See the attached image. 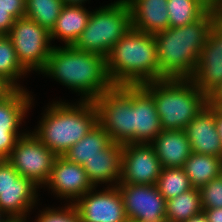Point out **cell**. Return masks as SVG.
Returning <instances> with one entry per match:
<instances>
[{
    "label": "cell",
    "mask_w": 222,
    "mask_h": 222,
    "mask_svg": "<svg viewBox=\"0 0 222 222\" xmlns=\"http://www.w3.org/2000/svg\"><path fill=\"white\" fill-rule=\"evenodd\" d=\"M220 17L211 7L193 23L182 27H169L154 35L160 80L190 78L193 75L209 30Z\"/></svg>",
    "instance_id": "obj_1"
},
{
    "label": "cell",
    "mask_w": 222,
    "mask_h": 222,
    "mask_svg": "<svg viewBox=\"0 0 222 222\" xmlns=\"http://www.w3.org/2000/svg\"><path fill=\"white\" fill-rule=\"evenodd\" d=\"M41 73L52 76L68 89L81 92L83 101H94L114 86L109 80L104 57L73 46H53Z\"/></svg>",
    "instance_id": "obj_2"
},
{
    "label": "cell",
    "mask_w": 222,
    "mask_h": 222,
    "mask_svg": "<svg viewBox=\"0 0 222 222\" xmlns=\"http://www.w3.org/2000/svg\"><path fill=\"white\" fill-rule=\"evenodd\" d=\"M105 61L114 86H140L160 80L155 36L132 27L111 48Z\"/></svg>",
    "instance_id": "obj_3"
},
{
    "label": "cell",
    "mask_w": 222,
    "mask_h": 222,
    "mask_svg": "<svg viewBox=\"0 0 222 222\" xmlns=\"http://www.w3.org/2000/svg\"><path fill=\"white\" fill-rule=\"evenodd\" d=\"M78 103L75 106L54 102L47 107L37 131L32 132L57 156H63L98 124V114L93 101L80 100Z\"/></svg>",
    "instance_id": "obj_4"
},
{
    "label": "cell",
    "mask_w": 222,
    "mask_h": 222,
    "mask_svg": "<svg viewBox=\"0 0 222 222\" xmlns=\"http://www.w3.org/2000/svg\"><path fill=\"white\" fill-rule=\"evenodd\" d=\"M141 86L153 97L163 130H184L208 103L190 78H165Z\"/></svg>",
    "instance_id": "obj_5"
},
{
    "label": "cell",
    "mask_w": 222,
    "mask_h": 222,
    "mask_svg": "<svg viewBox=\"0 0 222 222\" xmlns=\"http://www.w3.org/2000/svg\"><path fill=\"white\" fill-rule=\"evenodd\" d=\"M131 27V12L127 1L117 0L91 12L87 26L73 47L106 58L111 48Z\"/></svg>",
    "instance_id": "obj_6"
},
{
    "label": "cell",
    "mask_w": 222,
    "mask_h": 222,
    "mask_svg": "<svg viewBox=\"0 0 222 222\" xmlns=\"http://www.w3.org/2000/svg\"><path fill=\"white\" fill-rule=\"evenodd\" d=\"M93 103L98 124L113 143H134L133 86H113Z\"/></svg>",
    "instance_id": "obj_7"
},
{
    "label": "cell",
    "mask_w": 222,
    "mask_h": 222,
    "mask_svg": "<svg viewBox=\"0 0 222 222\" xmlns=\"http://www.w3.org/2000/svg\"><path fill=\"white\" fill-rule=\"evenodd\" d=\"M13 43L17 59L28 72H41L53 49L50 32L27 17L14 21L7 35Z\"/></svg>",
    "instance_id": "obj_8"
},
{
    "label": "cell",
    "mask_w": 222,
    "mask_h": 222,
    "mask_svg": "<svg viewBox=\"0 0 222 222\" xmlns=\"http://www.w3.org/2000/svg\"><path fill=\"white\" fill-rule=\"evenodd\" d=\"M57 155L49 150L33 133L21 136L6 159L22 177L38 187L46 185Z\"/></svg>",
    "instance_id": "obj_9"
},
{
    "label": "cell",
    "mask_w": 222,
    "mask_h": 222,
    "mask_svg": "<svg viewBox=\"0 0 222 222\" xmlns=\"http://www.w3.org/2000/svg\"><path fill=\"white\" fill-rule=\"evenodd\" d=\"M38 188L6 159L0 163V209L7 218L26 220L27 212L36 204Z\"/></svg>",
    "instance_id": "obj_10"
},
{
    "label": "cell",
    "mask_w": 222,
    "mask_h": 222,
    "mask_svg": "<svg viewBox=\"0 0 222 222\" xmlns=\"http://www.w3.org/2000/svg\"><path fill=\"white\" fill-rule=\"evenodd\" d=\"M128 220L166 222V199L157 185L118 183Z\"/></svg>",
    "instance_id": "obj_11"
},
{
    "label": "cell",
    "mask_w": 222,
    "mask_h": 222,
    "mask_svg": "<svg viewBox=\"0 0 222 222\" xmlns=\"http://www.w3.org/2000/svg\"><path fill=\"white\" fill-rule=\"evenodd\" d=\"M163 167L151 143L123 145L121 179L119 183L154 185Z\"/></svg>",
    "instance_id": "obj_12"
},
{
    "label": "cell",
    "mask_w": 222,
    "mask_h": 222,
    "mask_svg": "<svg viewBox=\"0 0 222 222\" xmlns=\"http://www.w3.org/2000/svg\"><path fill=\"white\" fill-rule=\"evenodd\" d=\"M190 79L208 97L222 82V16L209 30Z\"/></svg>",
    "instance_id": "obj_13"
},
{
    "label": "cell",
    "mask_w": 222,
    "mask_h": 222,
    "mask_svg": "<svg viewBox=\"0 0 222 222\" xmlns=\"http://www.w3.org/2000/svg\"><path fill=\"white\" fill-rule=\"evenodd\" d=\"M94 187L73 202L82 222H127L123 197L116 185L100 192ZM93 192V193H92Z\"/></svg>",
    "instance_id": "obj_14"
},
{
    "label": "cell",
    "mask_w": 222,
    "mask_h": 222,
    "mask_svg": "<svg viewBox=\"0 0 222 222\" xmlns=\"http://www.w3.org/2000/svg\"><path fill=\"white\" fill-rule=\"evenodd\" d=\"M33 98L24 89H13L0 99V157L7 159L17 140L25 133H19V125L31 108ZM19 133V134H18Z\"/></svg>",
    "instance_id": "obj_15"
},
{
    "label": "cell",
    "mask_w": 222,
    "mask_h": 222,
    "mask_svg": "<svg viewBox=\"0 0 222 222\" xmlns=\"http://www.w3.org/2000/svg\"><path fill=\"white\" fill-rule=\"evenodd\" d=\"M46 185L57 197L68 198L74 202L94 188L82 165L68 161L63 156L55 158Z\"/></svg>",
    "instance_id": "obj_16"
},
{
    "label": "cell",
    "mask_w": 222,
    "mask_h": 222,
    "mask_svg": "<svg viewBox=\"0 0 222 222\" xmlns=\"http://www.w3.org/2000/svg\"><path fill=\"white\" fill-rule=\"evenodd\" d=\"M184 131L193 153L222 157V142L216 129L215 108L208 103Z\"/></svg>",
    "instance_id": "obj_17"
},
{
    "label": "cell",
    "mask_w": 222,
    "mask_h": 222,
    "mask_svg": "<svg viewBox=\"0 0 222 222\" xmlns=\"http://www.w3.org/2000/svg\"><path fill=\"white\" fill-rule=\"evenodd\" d=\"M134 143H151L163 131L153 97L140 85L133 86Z\"/></svg>",
    "instance_id": "obj_18"
},
{
    "label": "cell",
    "mask_w": 222,
    "mask_h": 222,
    "mask_svg": "<svg viewBox=\"0 0 222 222\" xmlns=\"http://www.w3.org/2000/svg\"><path fill=\"white\" fill-rule=\"evenodd\" d=\"M122 160L123 145L111 142L99 152V155L87 160L82 167L93 187H97L99 183L108 182L114 186L113 181L117 185L121 179Z\"/></svg>",
    "instance_id": "obj_19"
},
{
    "label": "cell",
    "mask_w": 222,
    "mask_h": 222,
    "mask_svg": "<svg viewBox=\"0 0 222 222\" xmlns=\"http://www.w3.org/2000/svg\"><path fill=\"white\" fill-rule=\"evenodd\" d=\"M133 29L155 35L169 28L168 0H126Z\"/></svg>",
    "instance_id": "obj_20"
},
{
    "label": "cell",
    "mask_w": 222,
    "mask_h": 222,
    "mask_svg": "<svg viewBox=\"0 0 222 222\" xmlns=\"http://www.w3.org/2000/svg\"><path fill=\"white\" fill-rule=\"evenodd\" d=\"M151 144L163 168L183 167L192 153L184 130H163Z\"/></svg>",
    "instance_id": "obj_21"
},
{
    "label": "cell",
    "mask_w": 222,
    "mask_h": 222,
    "mask_svg": "<svg viewBox=\"0 0 222 222\" xmlns=\"http://www.w3.org/2000/svg\"><path fill=\"white\" fill-rule=\"evenodd\" d=\"M91 12L82 5L64 4L54 28L50 32L53 38L64 41L65 46H73L87 26Z\"/></svg>",
    "instance_id": "obj_22"
},
{
    "label": "cell",
    "mask_w": 222,
    "mask_h": 222,
    "mask_svg": "<svg viewBox=\"0 0 222 222\" xmlns=\"http://www.w3.org/2000/svg\"><path fill=\"white\" fill-rule=\"evenodd\" d=\"M221 166L222 157L192 152L182 168L192 187L200 189L212 179L219 177Z\"/></svg>",
    "instance_id": "obj_23"
},
{
    "label": "cell",
    "mask_w": 222,
    "mask_h": 222,
    "mask_svg": "<svg viewBox=\"0 0 222 222\" xmlns=\"http://www.w3.org/2000/svg\"><path fill=\"white\" fill-rule=\"evenodd\" d=\"M109 134L97 124L88 134L74 144L63 157L68 161L83 165L87 160L99 155L110 143Z\"/></svg>",
    "instance_id": "obj_24"
},
{
    "label": "cell",
    "mask_w": 222,
    "mask_h": 222,
    "mask_svg": "<svg viewBox=\"0 0 222 222\" xmlns=\"http://www.w3.org/2000/svg\"><path fill=\"white\" fill-rule=\"evenodd\" d=\"M203 211L200 189L192 188L166 200V222H185Z\"/></svg>",
    "instance_id": "obj_25"
},
{
    "label": "cell",
    "mask_w": 222,
    "mask_h": 222,
    "mask_svg": "<svg viewBox=\"0 0 222 222\" xmlns=\"http://www.w3.org/2000/svg\"><path fill=\"white\" fill-rule=\"evenodd\" d=\"M210 8V0H168L169 27H182L193 23Z\"/></svg>",
    "instance_id": "obj_26"
},
{
    "label": "cell",
    "mask_w": 222,
    "mask_h": 222,
    "mask_svg": "<svg viewBox=\"0 0 222 222\" xmlns=\"http://www.w3.org/2000/svg\"><path fill=\"white\" fill-rule=\"evenodd\" d=\"M26 73L27 71L17 59L12 40L7 35H2L0 37V77L13 89H22L16 81Z\"/></svg>",
    "instance_id": "obj_27"
},
{
    "label": "cell",
    "mask_w": 222,
    "mask_h": 222,
    "mask_svg": "<svg viewBox=\"0 0 222 222\" xmlns=\"http://www.w3.org/2000/svg\"><path fill=\"white\" fill-rule=\"evenodd\" d=\"M63 5L62 0H26L25 17L51 32Z\"/></svg>",
    "instance_id": "obj_28"
},
{
    "label": "cell",
    "mask_w": 222,
    "mask_h": 222,
    "mask_svg": "<svg viewBox=\"0 0 222 222\" xmlns=\"http://www.w3.org/2000/svg\"><path fill=\"white\" fill-rule=\"evenodd\" d=\"M156 185L166 200L193 188L182 167L163 168Z\"/></svg>",
    "instance_id": "obj_29"
},
{
    "label": "cell",
    "mask_w": 222,
    "mask_h": 222,
    "mask_svg": "<svg viewBox=\"0 0 222 222\" xmlns=\"http://www.w3.org/2000/svg\"><path fill=\"white\" fill-rule=\"evenodd\" d=\"M202 209L222 208V179H212L200 188Z\"/></svg>",
    "instance_id": "obj_30"
},
{
    "label": "cell",
    "mask_w": 222,
    "mask_h": 222,
    "mask_svg": "<svg viewBox=\"0 0 222 222\" xmlns=\"http://www.w3.org/2000/svg\"><path fill=\"white\" fill-rule=\"evenodd\" d=\"M36 222H82L76 207L71 202L70 205L65 206L63 209H50L43 210L38 215Z\"/></svg>",
    "instance_id": "obj_31"
},
{
    "label": "cell",
    "mask_w": 222,
    "mask_h": 222,
    "mask_svg": "<svg viewBox=\"0 0 222 222\" xmlns=\"http://www.w3.org/2000/svg\"><path fill=\"white\" fill-rule=\"evenodd\" d=\"M0 7L16 20L25 16L26 0H0Z\"/></svg>",
    "instance_id": "obj_32"
},
{
    "label": "cell",
    "mask_w": 222,
    "mask_h": 222,
    "mask_svg": "<svg viewBox=\"0 0 222 222\" xmlns=\"http://www.w3.org/2000/svg\"><path fill=\"white\" fill-rule=\"evenodd\" d=\"M15 19L8 13L7 10L0 7V33L8 35Z\"/></svg>",
    "instance_id": "obj_33"
},
{
    "label": "cell",
    "mask_w": 222,
    "mask_h": 222,
    "mask_svg": "<svg viewBox=\"0 0 222 222\" xmlns=\"http://www.w3.org/2000/svg\"><path fill=\"white\" fill-rule=\"evenodd\" d=\"M208 104L215 108L218 104L222 103V82L221 84L207 97Z\"/></svg>",
    "instance_id": "obj_34"
},
{
    "label": "cell",
    "mask_w": 222,
    "mask_h": 222,
    "mask_svg": "<svg viewBox=\"0 0 222 222\" xmlns=\"http://www.w3.org/2000/svg\"><path fill=\"white\" fill-rule=\"evenodd\" d=\"M208 222H222V208L203 209Z\"/></svg>",
    "instance_id": "obj_35"
},
{
    "label": "cell",
    "mask_w": 222,
    "mask_h": 222,
    "mask_svg": "<svg viewBox=\"0 0 222 222\" xmlns=\"http://www.w3.org/2000/svg\"><path fill=\"white\" fill-rule=\"evenodd\" d=\"M13 88L0 77V98H4Z\"/></svg>",
    "instance_id": "obj_36"
},
{
    "label": "cell",
    "mask_w": 222,
    "mask_h": 222,
    "mask_svg": "<svg viewBox=\"0 0 222 222\" xmlns=\"http://www.w3.org/2000/svg\"><path fill=\"white\" fill-rule=\"evenodd\" d=\"M215 120H216V129L217 133L222 142V115L215 109Z\"/></svg>",
    "instance_id": "obj_37"
},
{
    "label": "cell",
    "mask_w": 222,
    "mask_h": 222,
    "mask_svg": "<svg viewBox=\"0 0 222 222\" xmlns=\"http://www.w3.org/2000/svg\"><path fill=\"white\" fill-rule=\"evenodd\" d=\"M185 222H208V219L205 215V213L202 211L200 214H197L195 216H192Z\"/></svg>",
    "instance_id": "obj_38"
},
{
    "label": "cell",
    "mask_w": 222,
    "mask_h": 222,
    "mask_svg": "<svg viewBox=\"0 0 222 222\" xmlns=\"http://www.w3.org/2000/svg\"><path fill=\"white\" fill-rule=\"evenodd\" d=\"M210 5L222 16V0H210Z\"/></svg>",
    "instance_id": "obj_39"
},
{
    "label": "cell",
    "mask_w": 222,
    "mask_h": 222,
    "mask_svg": "<svg viewBox=\"0 0 222 222\" xmlns=\"http://www.w3.org/2000/svg\"><path fill=\"white\" fill-rule=\"evenodd\" d=\"M86 0H62L64 4L82 5Z\"/></svg>",
    "instance_id": "obj_40"
},
{
    "label": "cell",
    "mask_w": 222,
    "mask_h": 222,
    "mask_svg": "<svg viewBox=\"0 0 222 222\" xmlns=\"http://www.w3.org/2000/svg\"><path fill=\"white\" fill-rule=\"evenodd\" d=\"M5 217L7 216H4V213L0 209V222H7L9 220V218H5Z\"/></svg>",
    "instance_id": "obj_41"
},
{
    "label": "cell",
    "mask_w": 222,
    "mask_h": 222,
    "mask_svg": "<svg viewBox=\"0 0 222 222\" xmlns=\"http://www.w3.org/2000/svg\"><path fill=\"white\" fill-rule=\"evenodd\" d=\"M215 109L222 115V103L218 104Z\"/></svg>",
    "instance_id": "obj_42"
},
{
    "label": "cell",
    "mask_w": 222,
    "mask_h": 222,
    "mask_svg": "<svg viewBox=\"0 0 222 222\" xmlns=\"http://www.w3.org/2000/svg\"><path fill=\"white\" fill-rule=\"evenodd\" d=\"M7 222H26V221L21 219H9Z\"/></svg>",
    "instance_id": "obj_43"
},
{
    "label": "cell",
    "mask_w": 222,
    "mask_h": 222,
    "mask_svg": "<svg viewBox=\"0 0 222 222\" xmlns=\"http://www.w3.org/2000/svg\"><path fill=\"white\" fill-rule=\"evenodd\" d=\"M220 178L222 179V166H221V170H220Z\"/></svg>",
    "instance_id": "obj_44"
}]
</instances>
